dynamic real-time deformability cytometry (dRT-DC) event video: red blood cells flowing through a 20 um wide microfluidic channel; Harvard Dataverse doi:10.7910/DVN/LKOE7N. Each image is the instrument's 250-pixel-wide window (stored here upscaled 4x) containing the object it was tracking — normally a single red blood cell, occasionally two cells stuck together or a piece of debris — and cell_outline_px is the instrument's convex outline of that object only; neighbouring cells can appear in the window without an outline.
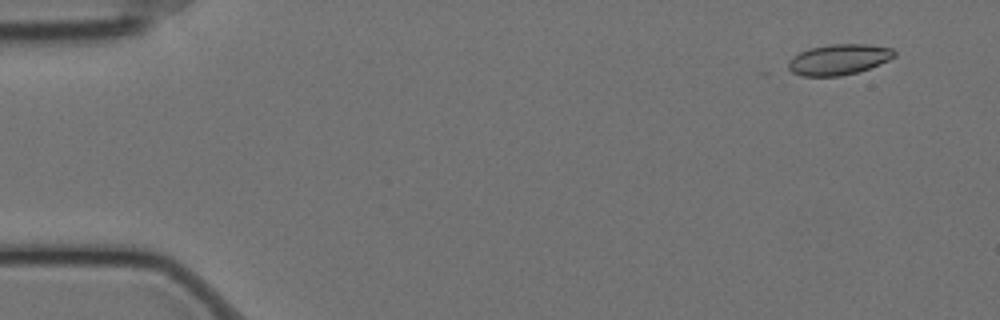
{"species": "Egyptian fruit bat (a non-hibernating species)", "species_latin": "Rousettus aegyptiacus", "temperature_condition": "cold", "stored_images_in_passage": 15, "camera_frame_rate_fps": 3000, "um_per_image_px": 0.085, "animal": {"sex": "female"}, "frame": {"image": 1, "passage_image": 1, "time_ms": 0.0, "image_size_px": [1000, 320], "cell_outline_px": [[896, 56], [880, 64], [856, 72], [840, 76], [800, 76], [792, 72], [788, 68], [788, 60], [792, 56], [808, 48], [828, 44], [868, 44], [892, 48], [896, 52]], "centroid_in_image_um": [71.27, 5.05], "position_along_channel_um": 13.7, "area_um2": 19.07}}
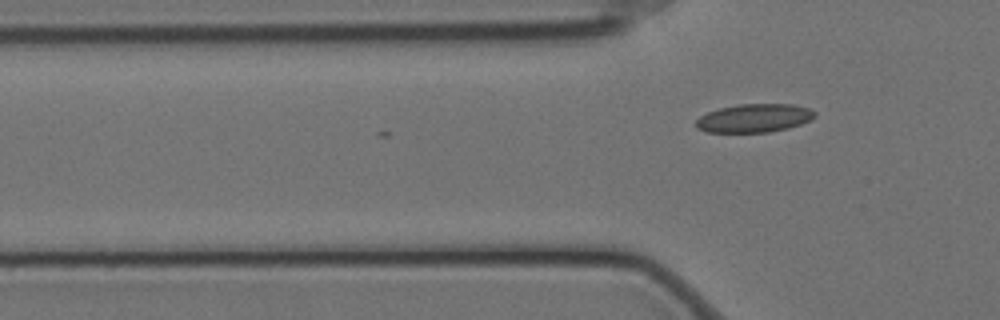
{"frame": {"image": 2, "passage_image": 15, "time_ms": 4.667, "image_size_px": [1000, 320], "cell_outline_px": [[816, 116], [812, 120], [788, 128], [768, 132], [708, 132], [696, 128], [696, 120], [700, 116], [708, 112], [720, 108], [740, 104], [792, 104], [808, 108], [816, 112]], "centroid_in_image_um": [64.13, 10.04], "position_along_channel_um": 61.7, "area_um2": 19.65}}